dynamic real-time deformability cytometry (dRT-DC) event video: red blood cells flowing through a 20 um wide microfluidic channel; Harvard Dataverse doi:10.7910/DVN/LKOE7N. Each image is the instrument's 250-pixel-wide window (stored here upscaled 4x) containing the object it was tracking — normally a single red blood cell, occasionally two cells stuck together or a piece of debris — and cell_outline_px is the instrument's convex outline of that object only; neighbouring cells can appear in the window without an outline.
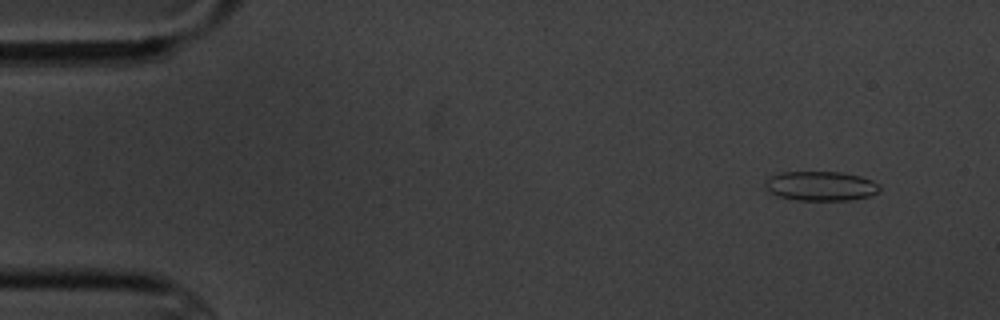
{"species": "common noctule bat (a hibernating species)", "species_latin": "Nyctalus noctula", "temperature_condition": "cold", "stored_images_in_passage": 9, "camera_frame_rate_fps": 3000, "um_per_image_px": 0.085, "animal": {"sex": "male", "body_mass_g": 20.1, "forearm_length_mm": 53.5}, "frame": {"image": 1, "passage_image": 2, "time_ms": 1.333, "image_size_px": [1000, 320], "cell_outline_px": [[880, 188], [876, 192], [868, 196], [852, 200], [796, 200], [776, 196], [764, 184], [764, 180], [768, 176], [780, 172], [840, 172], [860, 176], [872, 180]], "centroid_in_image_um": [69.71, 15.8], "position_along_channel_um": 15.3, "area_um2": 19.59}}
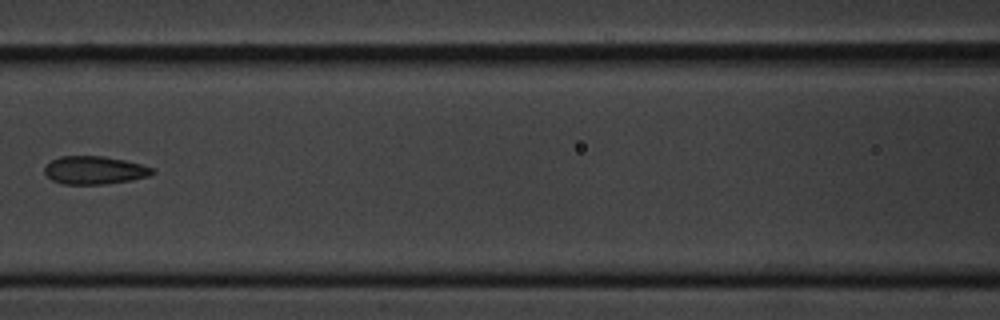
{"frame": {"image": 2, "passage_image": 8, "time_ms": 8.333, "image_size_px": [1000, 320], "cell_outline_px": [[156, 172], [148, 176], [132, 180], [104, 184], [64, 184], [52, 180], [44, 172], [44, 168], [52, 160], [60, 156], [104, 156], [124, 160], [140, 164], [152, 168]], "centroid_in_image_um": [8.03, 14.47], "position_along_channel_um": 158.6, "area_um2": 17.51}}
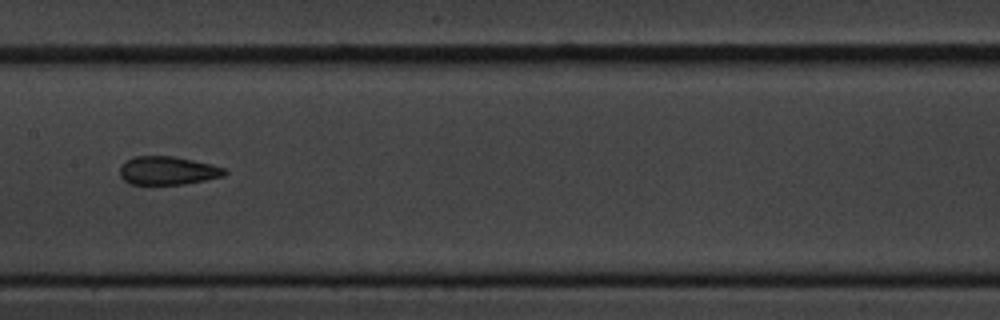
{"frame": {"image": 3, "passage_image": 9, "time_ms": 9.333, "image_size_px": [1000, 320], "cell_outline_px": [[228, 172], [224, 176], [184, 184], [132, 184], [124, 180], [120, 176], [120, 164], [136, 156], [176, 156], [212, 164], [224, 168]], "centroid_in_image_um": [14.27, 14.49], "position_along_channel_um": 193.1, "area_um2": 17.34}}